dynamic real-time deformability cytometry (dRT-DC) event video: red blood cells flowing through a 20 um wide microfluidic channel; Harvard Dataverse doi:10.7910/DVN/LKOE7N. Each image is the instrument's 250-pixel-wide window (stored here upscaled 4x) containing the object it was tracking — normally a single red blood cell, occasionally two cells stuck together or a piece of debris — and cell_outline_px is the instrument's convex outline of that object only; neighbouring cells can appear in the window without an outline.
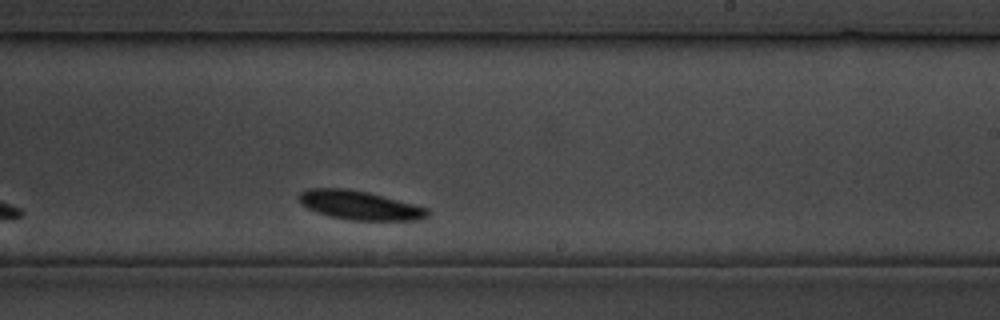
{"species": "common noctule bat (a hibernating species)", "species_latin": "Nyctalus noctula", "temperature_condition": "cold", "stored_images_in_passage": 13, "camera_frame_rate_fps": 3000, "um_per_image_px": 0.085, "animal": {"sex": "male", "body_mass_g": 19.5, "forearm_length_mm": 54.6}, "frame": {"image": 1, "passage_image": 13, "time_ms": 15.0, "image_size_px": [1000, 320], "cell_outline_px": [[428, 216], [420, 220], [348, 220], [328, 216], [308, 208], [300, 200], [300, 192], [308, 188], [348, 188], [368, 192], [428, 208]], "centroid_in_image_um": [30.58, 17.45], "position_along_channel_um": 258.4, "area_um2": 21.5}}